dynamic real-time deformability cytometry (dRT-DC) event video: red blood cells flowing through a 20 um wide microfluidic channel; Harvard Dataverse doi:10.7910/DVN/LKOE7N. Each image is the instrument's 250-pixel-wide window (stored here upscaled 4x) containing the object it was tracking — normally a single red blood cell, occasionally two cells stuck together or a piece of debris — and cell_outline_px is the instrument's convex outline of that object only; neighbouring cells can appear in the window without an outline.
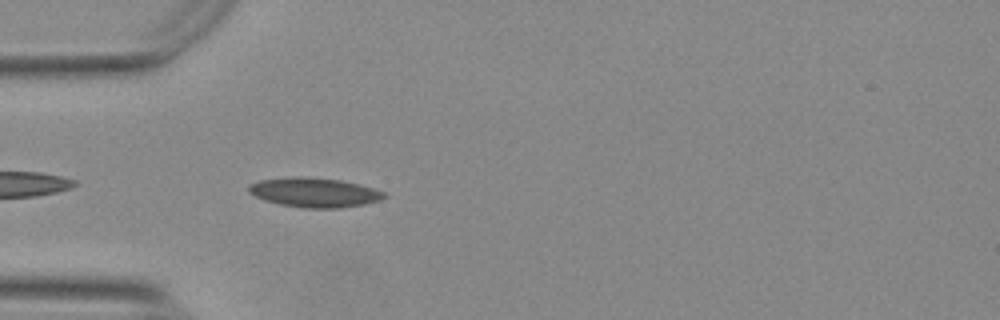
{"species": "Egyptian fruit bat (a non-hibernating species)", "species_latin": "Rousettus aegyptiacus", "temperature_condition": "warm", "stored_images_in_passage": 40, "camera_frame_rate_fps": 3000, "um_per_image_px": 0.085, "animal": {"sex": "female"}, "frame": {"image": 1, "passage_image": 2, "time_ms": 0.333, "image_size_px": [1000, 320], "cell_outline_px": [[388, 196], [380, 200], [364, 204], [340, 208], [304, 208], [280, 204], [264, 200], [248, 192], [248, 184], [260, 180], [296, 176], [340, 180], [372, 188], [384, 192]], "centroid_in_image_um": [26.7, 16.36], "position_along_channel_um": 58.3, "area_um2": 23.06}}
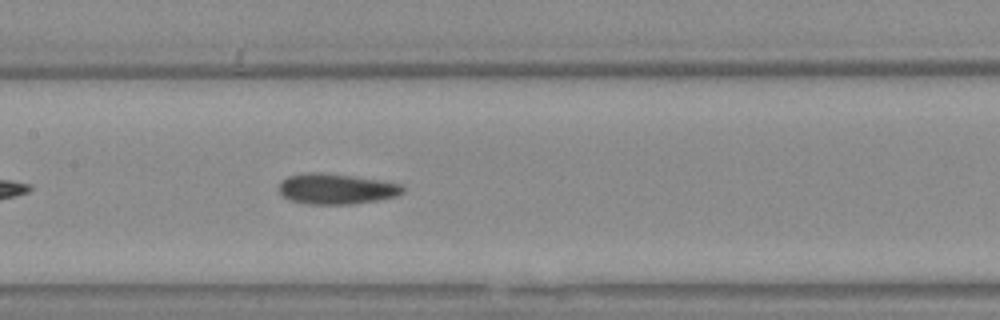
{"frame": {"image": 2, "passage_image": 12, "time_ms": 3.667, "image_size_px": [1000, 320], "cell_outline_px": [[404, 192], [396, 196], [376, 200], [352, 204], [308, 204], [288, 200], [280, 192], [280, 180], [288, 176], [308, 172], [324, 172], [380, 180], [400, 184], [404, 188]], "centroid_in_image_um": [28.56, 16.05], "position_along_channel_um": 178.8, "area_um2": 22.02}}
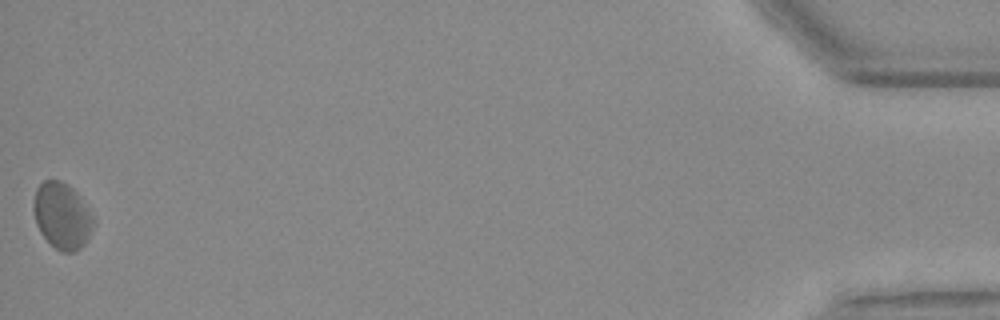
{"frame": {"image": 3, "passage_image": 40, "time_ms": 13.0, "image_size_px": [1000, 320], "cell_outline_px": [[96, 224], [84, 244], [76, 252], [60, 252], [40, 232], [36, 224], [32, 208], [36, 188], [44, 180], [60, 180], [68, 184], [76, 192], [96, 220]], "centroid_in_image_um": [5.28, 18.34], "position_along_channel_um": 429.9, "area_um2": 23.24}, "authors_computed_cell_mechanics": {"area_um2": 22.0218, "velocity_mm_per_s": 3.7403, "shape_relaxation_time_tau1_ms": null, "shape_relaxation_time_tau2_ms": 5.951, "deformation_change_tau1": null, "deformation_change_tau2": 0.1012}}